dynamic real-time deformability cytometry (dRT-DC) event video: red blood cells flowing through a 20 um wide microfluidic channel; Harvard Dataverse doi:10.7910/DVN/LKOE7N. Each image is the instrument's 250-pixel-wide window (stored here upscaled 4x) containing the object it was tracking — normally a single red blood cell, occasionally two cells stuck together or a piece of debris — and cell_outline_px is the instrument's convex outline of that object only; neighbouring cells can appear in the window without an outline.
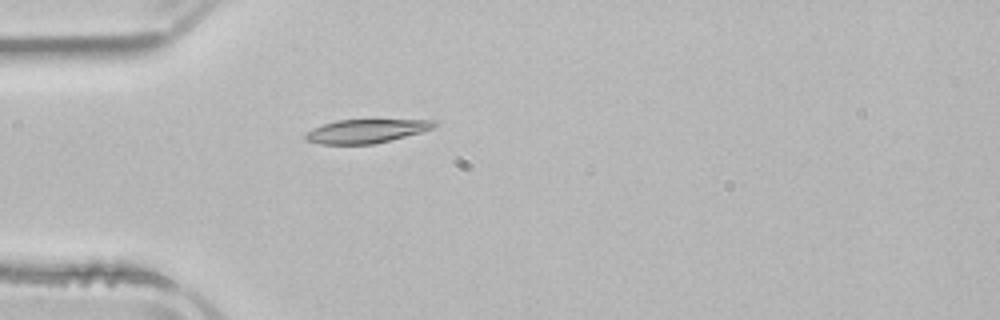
{"species": "common noctule bat (a hibernating species)", "species_latin": "Nyctalus noctula", "temperature_condition": "room temperature", "stored_images_in_passage": 4, "camera_frame_rate_fps": 3000, "um_per_image_px": 0.085, "animal": {"sex": "male", "body_mass_g": 21.5, "forearm_length_mm": 52.0}, "frame": {"image": 1, "passage_image": 4, "time_ms": 4.667, "image_size_px": [1000, 320], "cell_outline_px": [[440, 124], [432, 128], [420, 132], [372, 144], [320, 144], [304, 140], [304, 136], [312, 128], [336, 120], [436, 120]], "centroid_in_image_um": [31.1, 11.14], "position_along_channel_um": 53.9, "area_um2": 17.57}}